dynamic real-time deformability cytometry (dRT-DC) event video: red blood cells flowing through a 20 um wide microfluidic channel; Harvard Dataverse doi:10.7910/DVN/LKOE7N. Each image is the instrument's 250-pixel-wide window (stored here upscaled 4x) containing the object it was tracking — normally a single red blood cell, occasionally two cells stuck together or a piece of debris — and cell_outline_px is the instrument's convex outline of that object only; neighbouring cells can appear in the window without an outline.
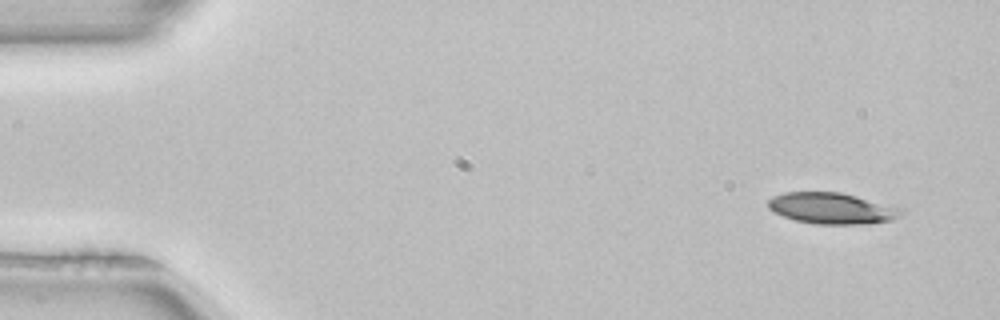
{"species": "common noctule bat (a hibernating species)", "species_latin": "Nyctalus noctula", "temperature_condition": "room temperature", "stored_images_in_passage": 4, "camera_frame_rate_fps": 3000, "um_per_image_px": 0.085, "animal": {"sex": "female", "body_mass_g": 22.7, "forearm_length_mm": 54.2}, "frame": {"image": 1, "passage_image": 1, "time_ms": 0.0, "image_size_px": [1000, 320], "cell_outline_px": [[904, 212], [900, 216], [892, 220], [868, 224], [816, 224], [796, 220], [784, 216], [768, 208], [768, 200], [772, 196], [784, 192], [840, 192], [904, 208]], "centroid_in_image_um": [70.75, 17.7], "position_along_channel_um": 14.3, "area_um2": 24.22}}
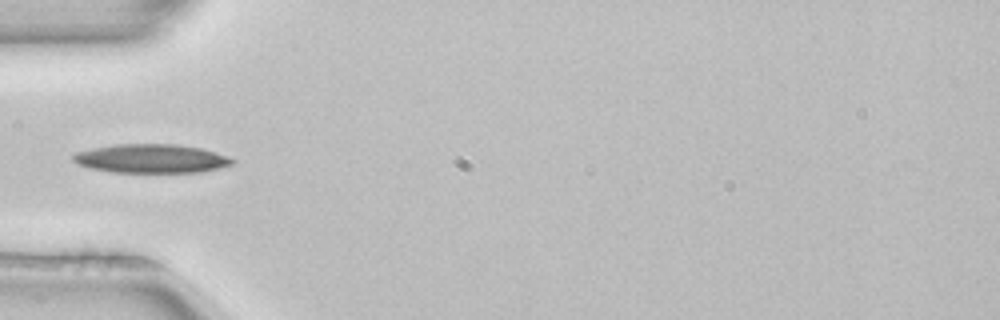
{"frame": {"image": 2, "passage_image": 4, "time_ms": 1.0, "image_size_px": [1000, 320], "cell_outline_px": [[236, 160], [232, 164], [220, 168], [200, 172], [112, 172], [92, 168], [76, 164], [72, 160], [72, 156], [76, 152], [116, 144], [176, 144], [200, 148], [216, 152], [228, 156]], "centroid_in_image_um": [12.88, 13.48], "position_along_channel_um": 72.1, "area_um2": 26.65}}